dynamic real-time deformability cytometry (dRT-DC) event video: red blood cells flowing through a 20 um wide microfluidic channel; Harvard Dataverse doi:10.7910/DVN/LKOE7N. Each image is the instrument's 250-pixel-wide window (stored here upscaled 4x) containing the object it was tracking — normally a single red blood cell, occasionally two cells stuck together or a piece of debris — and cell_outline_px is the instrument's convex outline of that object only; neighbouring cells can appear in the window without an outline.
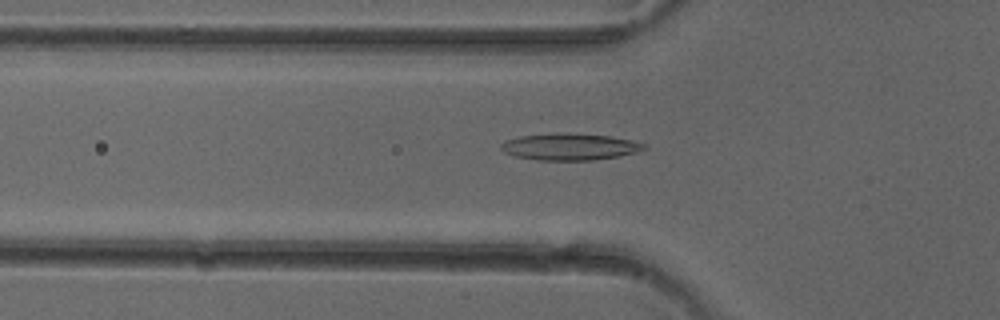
{"species": "common noctule bat (a hibernating species)", "species_latin": "Nyctalus noctula", "temperature_condition": "cold", "stored_images_in_passage": 49, "camera_frame_rate_fps": 3000, "um_per_image_px": 0.085, "animal": {"sex": "female"}, "frame": {"image": 1, "passage_image": 16, "time_ms": 5.0, "image_size_px": [1000, 320], "cell_outline_px": [[648, 144], [644, 148], [636, 152], [596, 160], [536, 160], [516, 156], [504, 152], [500, 148], [500, 144], [504, 140], [520, 136], [552, 132], [556, 132], [612, 136], [632, 140]], "centroid_in_image_um": [48.39, 12.46], "position_along_channel_um": 77.4, "area_um2": 22.43}}
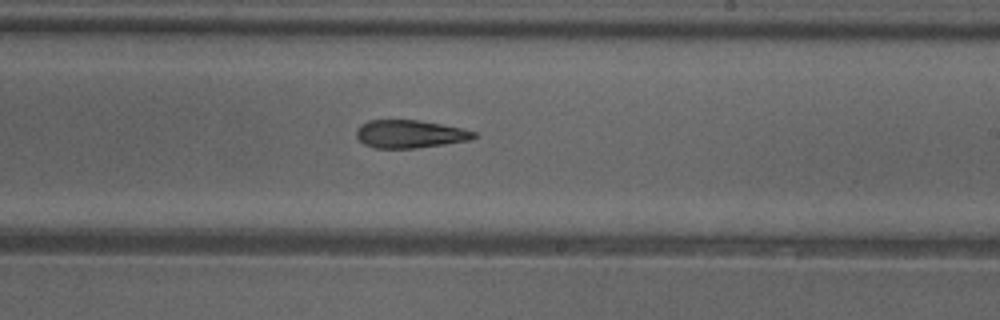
{"frame": {"image": 2, "passage_image": 29, "time_ms": 9.333, "image_size_px": [1000, 320], "cell_outline_px": [[476, 136], [468, 140], [444, 144], [416, 148], [376, 148], [364, 144], [356, 136], [356, 128], [360, 124], [368, 120], [420, 120], [464, 128], [476, 132]], "centroid_in_image_um": [34.82, 11.38], "position_along_channel_um": 254.2, "area_um2": 19.19}}
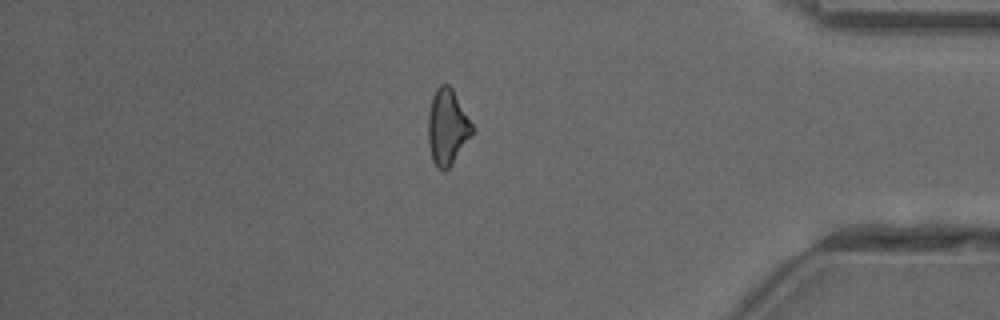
{"frame": {"image": 3, "passage_image": 42, "time_ms": 13.667, "image_size_px": [1000, 320], "cell_outline_px": [[472, 136], [452, 164], [448, 168], [436, 168], [432, 160], [428, 144], [428, 112], [432, 96], [436, 88], [440, 84], [448, 84], [452, 88], [472, 124]], "centroid_in_image_um": [38.0, 10.79], "position_along_channel_um": 397.2, "area_um2": 19.36}, "authors_computed_cell_mechanics": {"area_um2": 19.941, "velocity_mm_per_s": 4.0548, "shape_relaxation_time_tau1_ms": null, "shape_relaxation_time_tau2_ms": 4.7722, "deformation_change_tau1": null, "deformation_change_tau2": 0.1725}}